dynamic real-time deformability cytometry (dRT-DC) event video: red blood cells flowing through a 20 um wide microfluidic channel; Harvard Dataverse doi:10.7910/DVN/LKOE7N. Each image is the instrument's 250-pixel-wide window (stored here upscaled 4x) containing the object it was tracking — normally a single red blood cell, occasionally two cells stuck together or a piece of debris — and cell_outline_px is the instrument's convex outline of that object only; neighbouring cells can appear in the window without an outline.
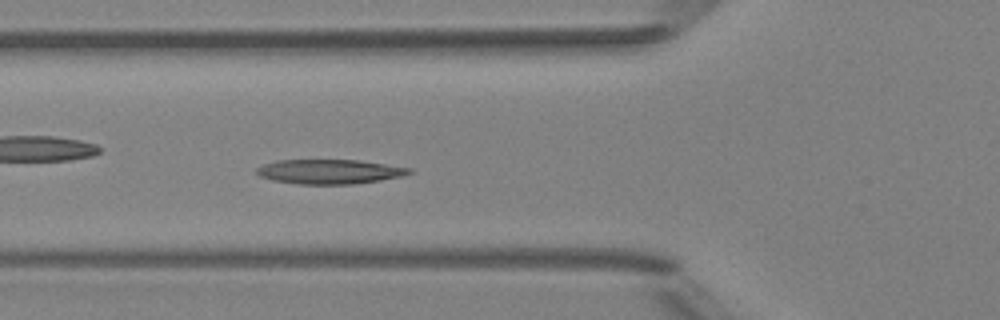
{"species": "Egyptian fruit bat (a non-hibernating species)", "species_latin": "Rousettus aegyptiacus", "temperature_condition": "room temperature", "stored_images_in_passage": 5, "camera_frame_rate_fps": 3000, "um_per_image_px": 0.085, "animal": {"sex": "female"}, "frame": {"image": 1, "passage_image": 5, "time_ms": 4.667, "image_size_px": [1000, 320], "cell_outline_px": [[412, 172], [400, 176], [380, 180], [352, 184], [300, 184], [272, 180], [260, 176], [256, 172], [256, 168], [264, 164], [276, 160], [360, 160], [412, 168]], "centroid_in_image_um": [27.99, 14.58], "position_along_channel_um": 97.8, "area_um2": 21.68}}